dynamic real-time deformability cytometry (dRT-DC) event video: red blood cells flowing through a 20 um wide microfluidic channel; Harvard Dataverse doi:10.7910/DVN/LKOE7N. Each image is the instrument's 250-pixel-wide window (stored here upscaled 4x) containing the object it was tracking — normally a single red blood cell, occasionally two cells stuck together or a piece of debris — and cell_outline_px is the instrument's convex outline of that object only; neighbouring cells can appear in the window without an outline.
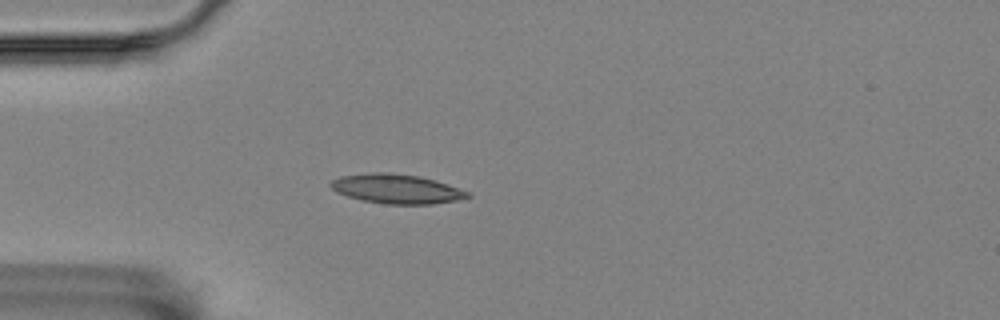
{"species": "Egyptian fruit bat (a non-hibernating species)", "species_latin": "Rousettus aegyptiacus", "temperature_condition": "room temperature", "stored_images_in_passage": 2, "camera_frame_rate_fps": 3000, "um_per_image_px": 0.085, "animal": {"sex": "female"}, "frame": {"image": 1, "passage_image": 1, "time_ms": 0.0, "image_size_px": [1000, 320], "cell_outline_px": [[472, 196], [456, 200], [432, 204], [384, 204], [364, 200], [348, 196], [336, 192], [328, 184], [332, 180], [340, 176], [372, 172], [392, 172], [420, 176], [436, 180], [448, 184], [468, 192]], "centroid_in_image_um": [33.69, 16.04], "position_along_channel_um": 51.3, "area_um2": 23.47}}